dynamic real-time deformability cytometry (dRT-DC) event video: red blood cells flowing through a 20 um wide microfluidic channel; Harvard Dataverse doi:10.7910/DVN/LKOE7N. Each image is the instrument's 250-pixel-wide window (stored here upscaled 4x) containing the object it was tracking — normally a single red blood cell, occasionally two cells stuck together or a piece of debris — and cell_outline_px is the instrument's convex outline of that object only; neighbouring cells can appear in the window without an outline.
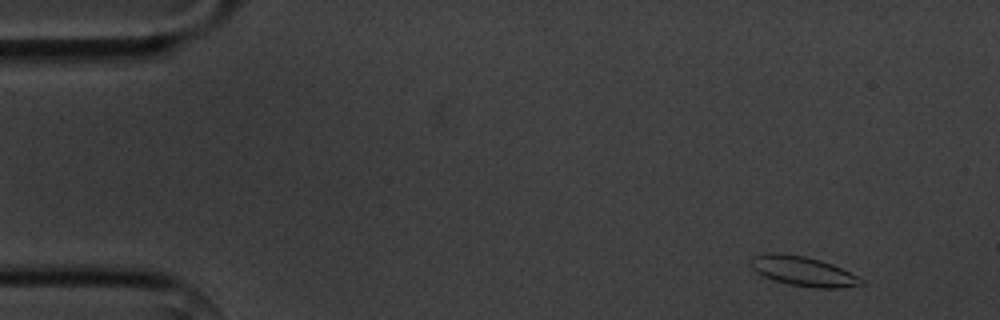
{"species": "common noctule bat (a hibernating species)", "species_latin": "Nyctalus noctula", "temperature_condition": "cold", "stored_images_in_passage": 4, "camera_frame_rate_fps": 3000, "um_per_image_px": 0.085, "animal": {"sex": "male", "body_mass_g": 20.1, "forearm_length_mm": 53.5}, "frame": {"image": 1, "passage_image": 1, "time_ms": 0.0, "image_size_px": [1000, 320], "cell_outline_px": [[864, 284], [844, 288], [812, 288], [788, 284], [764, 276], [756, 272], [752, 268], [748, 260], [752, 256], [764, 252], [780, 252], [804, 256], [820, 260], [832, 264], [864, 280]], "centroid_in_image_um": [68.21, 23.04], "position_along_channel_um": 16.8, "area_um2": 19.25}}
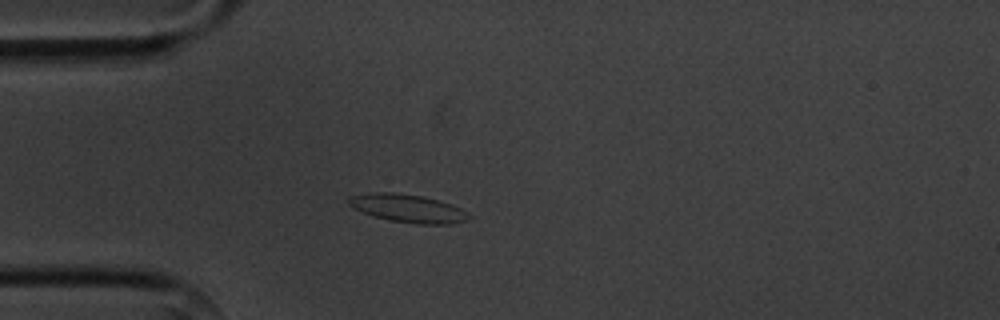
{"frame": {"image": 2, "passage_image": 4, "time_ms": 3.333, "image_size_px": [1000, 320], "cell_outline_px": [[472, 220], [452, 224], [416, 224], [392, 220], [376, 216], [352, 208], [348, 204], [348, 196], [376, 192], [396, 192], [424, 196], [452, 204], [460, 208], [472, 216]], "centroid_in_image_um": [34.73, 17.71], "position_along_channel_um": 50.3, "area_um2": 19.77}}